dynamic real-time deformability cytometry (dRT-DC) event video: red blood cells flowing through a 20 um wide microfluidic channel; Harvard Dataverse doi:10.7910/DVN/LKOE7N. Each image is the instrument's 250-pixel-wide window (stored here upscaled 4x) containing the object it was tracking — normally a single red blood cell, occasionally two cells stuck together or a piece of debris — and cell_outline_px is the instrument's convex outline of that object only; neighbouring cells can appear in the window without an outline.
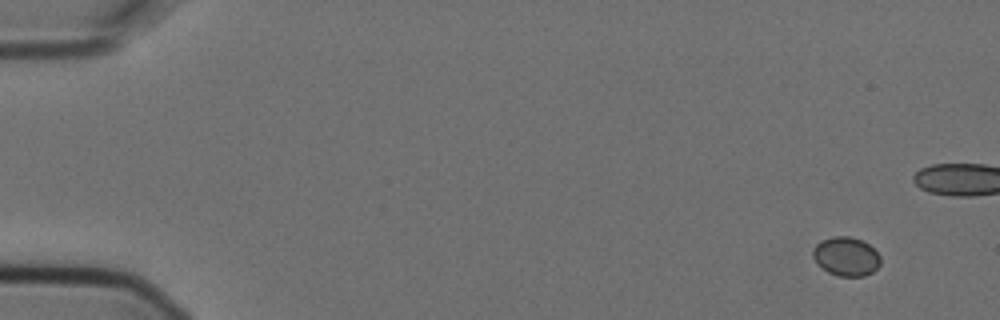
{"species": "Egyptian fruit bat (a non-hibernating species)", "species_latin": "Rousettus aegyptiacus", "temperature_condition": "cold", "stored_images_in_passage": 12, "camera_frame_rate_fps": 3000, "um_per_image_px": 0.085, "animal": {"sex": "female"}, "frame": {"image": 1, "passage_image": 1, "time_ms": 0.0, "image_size_px": [1000, 320], "cell_outline_px": [[880, 264], [872, 272], [864, 276], [836, 276], [828, 272], [812, 256], [812, 248], [820, 240], [832, 236], [848, 236], [860, 240], [868, 244], [880, 256]], "centroid_in_image_um": [71.9, 21.79], "position_along_channel_um": 13.1, "area_um2": 15.2}}